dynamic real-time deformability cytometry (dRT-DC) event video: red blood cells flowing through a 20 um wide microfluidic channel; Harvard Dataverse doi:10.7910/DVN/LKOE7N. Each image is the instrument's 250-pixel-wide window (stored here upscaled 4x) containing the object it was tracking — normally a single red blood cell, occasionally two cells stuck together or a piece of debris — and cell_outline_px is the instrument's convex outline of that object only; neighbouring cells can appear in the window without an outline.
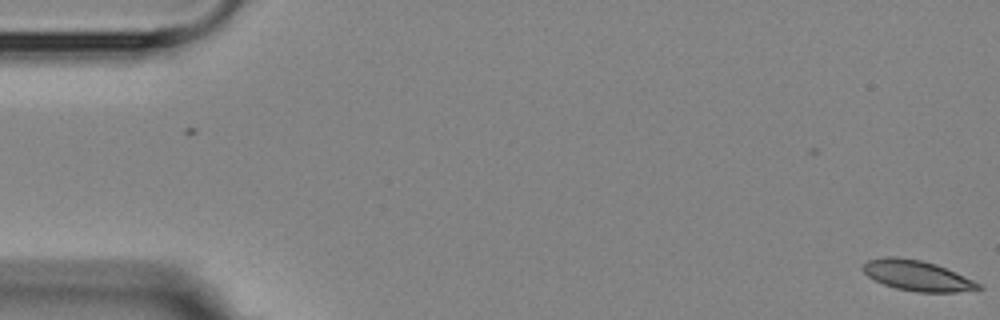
{"species": "Egyptian fruit bat (a non-hibernating species)", "species_latin": "Rousettus aegyptiacus", "temperature_condition": "room temperature", "stored_images_in_passage": 8, "camera_frame_rate_fps": 3000, "um_per_image_px": 0.085, "animal": {"sex": "female"}, "frame": {"image": 1, "passage_image": 1, "time_ms": 0.0, "image_size_px": [1000, 320], "cell_outline_px": [[984, 288], [956, 292], [916, 292], [896, 288], [884, 284], [868, 276], [864, 272], [864, 264], [868, 260], [888, 256], [892, 256], [920, 260], [936, 264], [956, 272], [980, 284]], "centroid_in_image_um": [77.97, 23.43], "position_along_channel_um": 7.0, "area_um2": 20.11}}
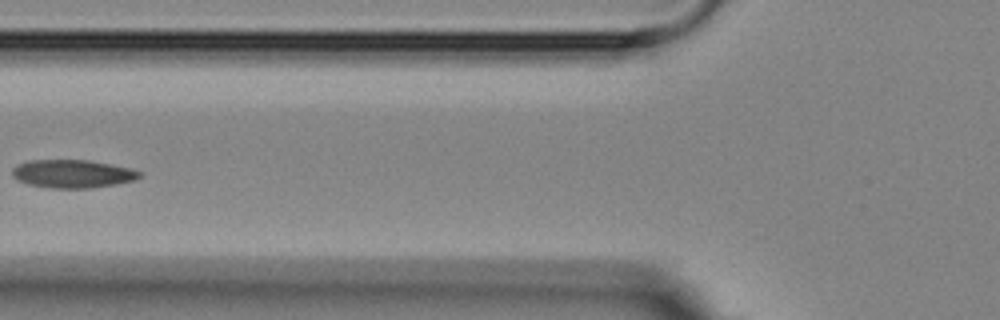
{"frame": {"image": 2, "passage_image": 7, "time_ms": 7.0, "image_size_px": [1000, 320], "cell_outline_px": [[140, 176], [136, 180], [116, 184], [88, 188], [48, 188], [28, 184], [16, 180], [12, 176], [12, 168], [16, 164], [28, 160], [88, 160], [132, 168], [140, 172]], "centroid_in_image_um": [6.12, 14.77], "position_along_channel_um": 119.7, "area_um2": 21.04}}
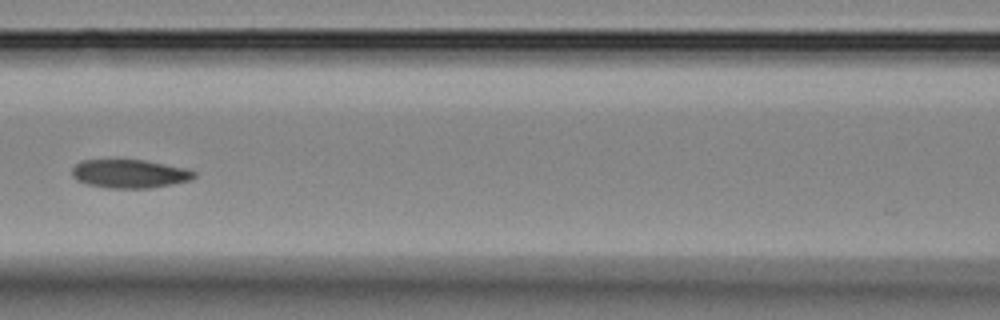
{"frame": {"image": 3, "passage_image": 8, "time_ms": 8.0, "image_size_px": [1000, 320], "cell_outline_px": [[196, 176], [192, 180], [172, 184], [148, 188], [108, 188], [88, 184], [76, 180], [72, 176], [72, 168], [80, 160], [116, 156], [144, 160], [184, 168], [196, 172]], "centroid_in_image_um": [10.94, 14.71], "position_along_channel_um": 155.7, "area_um2": 21.15}}